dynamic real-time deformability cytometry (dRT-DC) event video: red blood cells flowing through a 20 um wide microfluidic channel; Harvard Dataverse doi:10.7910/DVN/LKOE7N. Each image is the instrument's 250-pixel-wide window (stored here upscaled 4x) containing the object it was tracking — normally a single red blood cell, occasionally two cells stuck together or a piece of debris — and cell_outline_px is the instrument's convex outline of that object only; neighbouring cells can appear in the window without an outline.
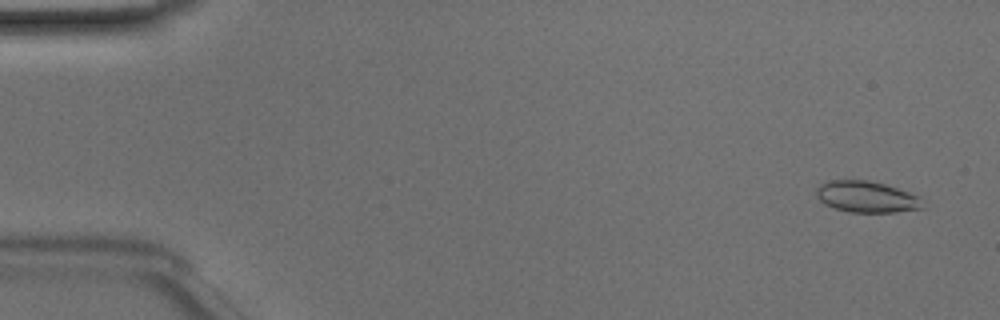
{"species": "Egyptian fruit bat (a non-hibernating species)", "species_latin": "Rousettus aegyptiacus", "temperature_condition": "room temperature", "stored_images_in_passage": 49, "camera_frame_rate_fps": 3000, "um_per_image_px": 0.085, "animal": {"sex": "male"}, "frame": {"image": 1, "passage_image": 3, "time_ms": 0.667, "image_size_px": [1000, 320], "cell_outline_px": [[924, 208], [896, 212], [848, 212], [824, 204], [816, 196], [816, 188], [820, 184], [828, 180], [868, 180], [884, 184], [908, 192], [916, 196]], "centroid_in_image_um": [73.59, 16.73], "position_along_channel_um": 11.4, "area_um2": 19.19}}
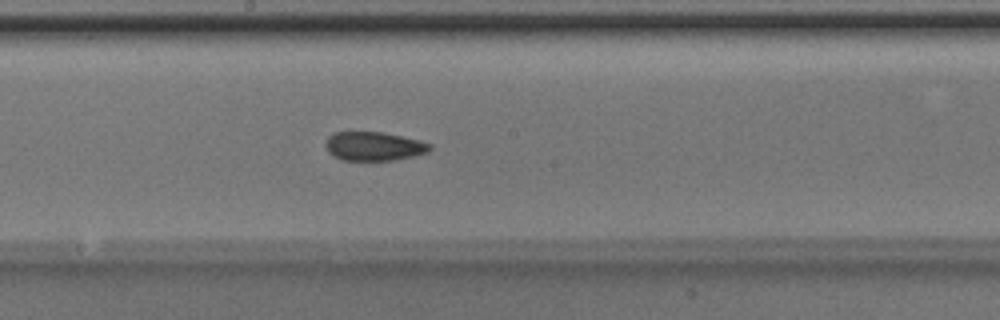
{"frame": {"image": 2, "passage_image": 27, "time_ms": 8.667, "image_size_px": [1000, 320], "cell_outline_px": [[432, 148], [428, 152], [416, 156], [396, 160], [340, 160], [332, 156], [328, 152], [324, 144], [328, 136], [332, 132], [384, 132], [420, 140], [432, 144]], "centroid_in_image_um": [31.78, 12.43], "position_along_channel_um": 216.4, "area_um2": 17.92}}
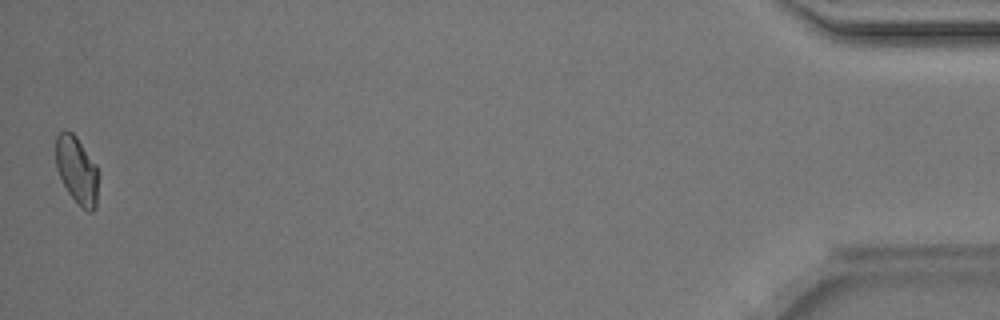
{"frame": {"image": 3, "passage_image": 49, "time_ms": 16.0, "image_size_px": [1000, 320], "cell_outline_px": [[96, 208], [92, 212], [88, 212], [68, 192], [56, 168], [56, 136], [64, 128], [72, 132], [76, 136], [96, 164]], "centroid_in_image_um": [6.5, 14.4], "position_along_channel_um": 428.7, "area_um2": 16.3}, "authors_computed_cell_mechanics": {"area_um2": 17.8602, "velocity_mm_per_s": 4.153, "shape_relaxation_time_tau1_ms": 10.1011, "shape_relaxation_time_tau2_ms": 2.5693, "deformation_change_tau1": 0.2098, "deformation_change_tau2": 0.0762}}